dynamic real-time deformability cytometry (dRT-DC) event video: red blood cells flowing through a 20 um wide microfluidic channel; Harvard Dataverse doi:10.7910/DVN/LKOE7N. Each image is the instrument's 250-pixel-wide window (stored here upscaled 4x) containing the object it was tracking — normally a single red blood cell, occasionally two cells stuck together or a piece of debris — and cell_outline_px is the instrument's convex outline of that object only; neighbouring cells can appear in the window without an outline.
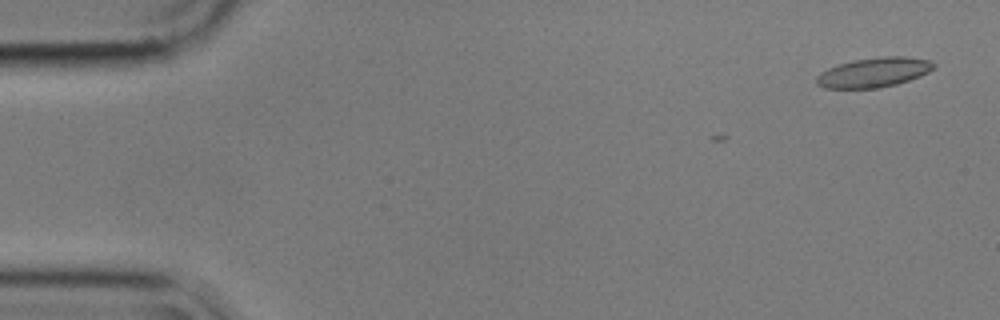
{"species": "common noctule bat (a hibernating species)", "species_latin": "Nyctalus noctula", "temperature_condition": "cold", "stored_images_in_passage": 2, "camera_frame_rate_fps": 3000, "um_per_image_px": 0.085, "animal": {"sex": "male", "body_mass_g": 17.9}, "frame": {"image": 1, "passage_image": 2, "time_ms": 0.333, "image_size_px": [1000, 320], "cell_outline_px": [[936, 64], [928, 72], [920, 76], [896, 84], [880, 88], [824, 88], [816, 84], [816, 76], [820, 72], [828, 68], [840, 64], [856, 60], [880, 56], [904, 56], [932, 60]], "centroid_in_image_um": [74.28, 6.15], "position_along_channel_um": 10.7, "area_um2": 20.23}}